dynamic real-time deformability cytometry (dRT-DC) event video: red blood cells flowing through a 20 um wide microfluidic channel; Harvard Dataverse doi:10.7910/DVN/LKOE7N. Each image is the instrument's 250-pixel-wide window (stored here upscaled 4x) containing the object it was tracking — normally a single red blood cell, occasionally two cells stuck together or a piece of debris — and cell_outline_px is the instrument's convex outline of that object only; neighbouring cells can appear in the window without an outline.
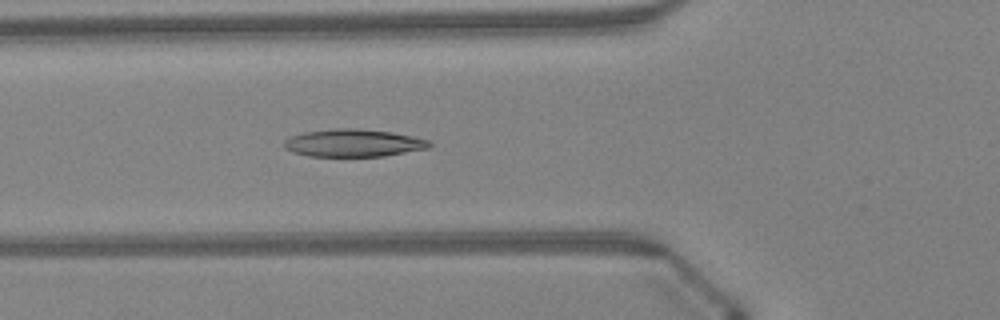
{"species": "Egyptian fruit bat (a non-hibernating species)", "species_latin": "Rousettus aegyptiacus", "temperature_condition": "warm", "stored_images_in_passage": 47, "camera_frame_rate_fps": 3000, "um_per_image_px": 0.085, "animal": {"sex": "female"}, "frame": {"image": 1, "passage_image": 17, "time_ms": 5.333, "image_size_px": [1000, 320], "cell_outline_px": [[432, 144], [428, 148], [384, 156], [308, 156], [292, 152], [284, 148], [284, 140], [292, 136], [304, 132], [332, 128], [356, 128], [392, 132], [432, 140]], "centroid_in_image_um": [30.04, 12.15], "position_along_channel_um": 95.8, "area_um2": 23.47}}
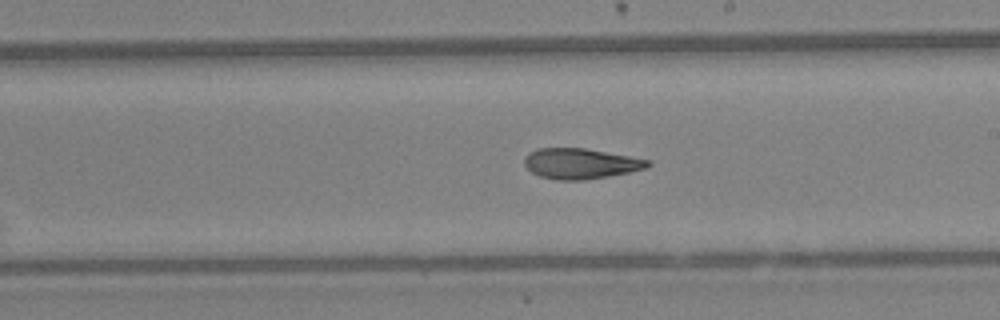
{"frame": {"image": 2, "passage_image": 27, "time_ms": 8.667, "image_size_px": [1000, 320], "cell_outline_px": [[652, 164], [648, 168], [608, 176], [584, 180], [556, 180], [540, 176], [532, 172], [524, 164], [524, 160], [528, 152], [540, 148], [584, 148], [652, 160]], "centroid_in_image_um": [49.37, 13.9], "position_along_channel_um": 239.6, "area_um2": 21.91}}
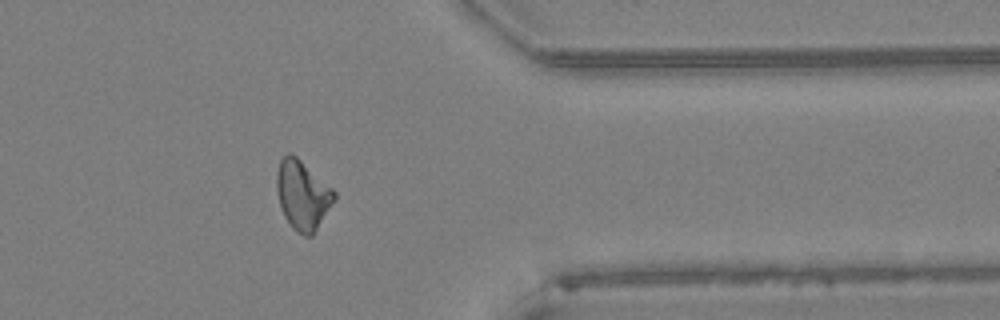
{"frame": {"image": 3, "passage_image": 38, "time_ms": 12.333, "image_size_px": [1000, 320], "cell_outline_px": [[336, 200], [312, 236], [304, 236], [292, 228], [284, 216], [280, 204], [276, 188], [276, 172], [280, 160], [288, 152], [292, 152], [332, 188], [336, 192]], "centroid_in_image_um": [25.72, 16.57], "position_along_channel_um": 385.7, "area_um2": 23.29}, "authors_computed_cell_mechanics": {"area_um2": 22.7732, "velocity_mm_per_s": 4.3371, "shape_relaxation_time_tau1_ms": 6.4697, "shape_relaxation_time_tau2_ms": 8.9631, "deformation_change_tau1": 0.1696, "deformation_change_tau2": 0.2032}}